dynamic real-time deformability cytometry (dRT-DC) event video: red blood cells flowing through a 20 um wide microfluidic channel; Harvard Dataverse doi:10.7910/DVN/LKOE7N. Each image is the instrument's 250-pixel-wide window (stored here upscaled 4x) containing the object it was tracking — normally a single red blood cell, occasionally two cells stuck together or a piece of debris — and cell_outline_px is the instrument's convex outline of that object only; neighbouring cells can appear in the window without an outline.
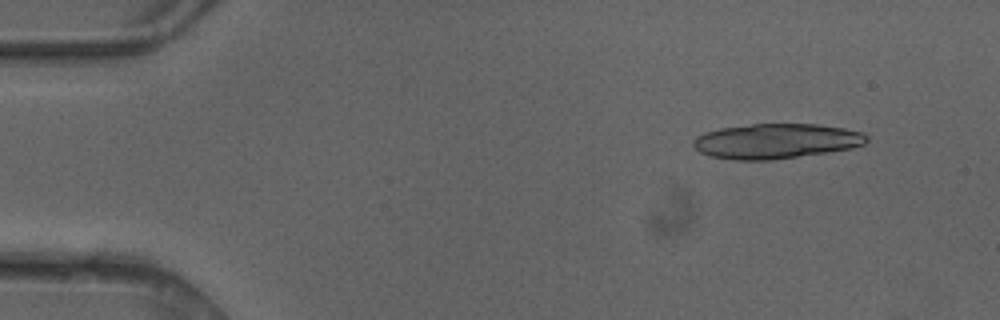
{"species": "common noctule bat (a hibernating species)", "species_latin": "Nyctalus noctula", "temperature_condition": "cold", "stored_images_in_passage": 4, "camera_frame_rate_fps": 3000, "um_per_image_px": 0.085, "animal": {"sex": "female"}, "frame": {"image": 1, "passage_image": 2, "time_ms": 0.333, "image_size_px": [1000, 320], "cell_outline_px": [[868, 140], [864, 144], [852, 148], [828, 152], [772, 160], [736, 160], [712, 156], [700, 152], [692, 144], [696, 136], [704, 132], [720, 128], [752, 124], [816, 124], [844, 128], [860, 132], [868, 136]], "centroid_in_image_um": [65.96, 11.99], "position_along_channel_um": 19.0, "area_um2": 35.26}}